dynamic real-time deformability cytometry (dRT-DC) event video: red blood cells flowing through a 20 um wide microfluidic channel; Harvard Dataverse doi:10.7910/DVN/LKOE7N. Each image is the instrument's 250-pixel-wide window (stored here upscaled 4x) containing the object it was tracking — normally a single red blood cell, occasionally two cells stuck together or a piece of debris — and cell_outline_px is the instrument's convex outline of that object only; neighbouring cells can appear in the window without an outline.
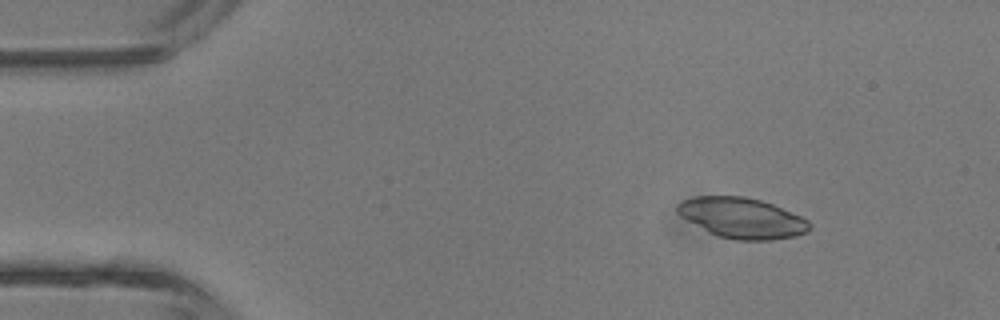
{"species": "common noctule bat (a hibernating species)", "species_latin": "Nyctalus noctula", "temperature_condition": "room temperature", "stored_images_in_passage": 5, "camera_frame_rate_fps": 3000, "um_per_image_px": 0.085, "animal": {"sex": "male", "body_mass_g": 13.3}, "frame": {"image": 1, "passage_image": 2, "time_ms": 1.333, "image_size_px": [1000, 320], "cell_outline_px": [[812, 228], [808, 232], [796, 236], [772, 240], [736, 240], [720, 236], [708, 232], [680, 216], [676, 212], [676, 204], [680, 200], [696, 196], [744, 196], [760, 200], [772, 204], [800, 216], [808, 220], [812, 224]], "centroid_in_image_um": [63.06, 18.53], "position_along_channel_um": 21.9, "area_um2": 31.33}}